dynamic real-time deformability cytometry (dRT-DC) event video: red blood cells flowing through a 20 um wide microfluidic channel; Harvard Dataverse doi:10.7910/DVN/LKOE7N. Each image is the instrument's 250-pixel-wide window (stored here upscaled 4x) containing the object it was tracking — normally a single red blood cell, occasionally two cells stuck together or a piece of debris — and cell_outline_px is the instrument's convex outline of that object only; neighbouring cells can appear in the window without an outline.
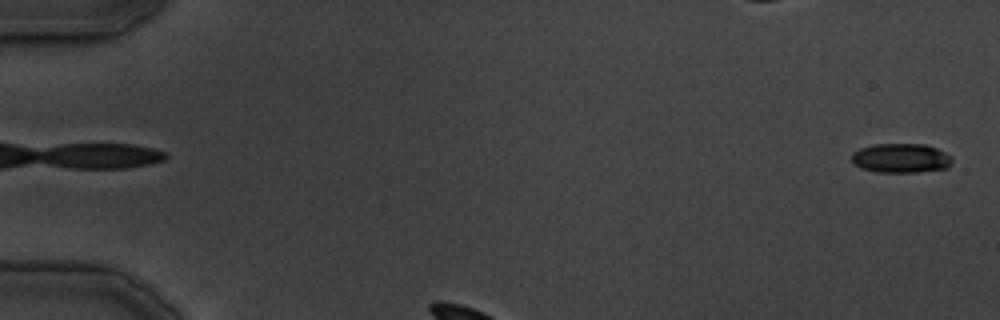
{"species": "common noctule bat (a hibernating species)", "species_latin": "Nyctalus noctula", "temperature_condition": "cold", "stored_images_in_passage": 25, "camera_frame_rate_fps": 3000, "um_per_image_px": 0.085, "animal": {"sex": "male", "body_mass_g": 19.5, "forearm_length_mm": 54.6}, "frame": {"image": 1, "passage_image": 1, "time_ms": 0.0, "image_size_px": [1000, 320], "cell_outline_px": [[952, 160], [948, 168], [916, 172], [876, 172], [860, 168], [852, 160], [852, 152], [860, 148], [872, 144], [924, 144], [936, 148], [952, 156]], "centroid_in_image_um": [76.57, 13.44], "position_along_channel_um": 8.4, "area_um2": 17.22}}
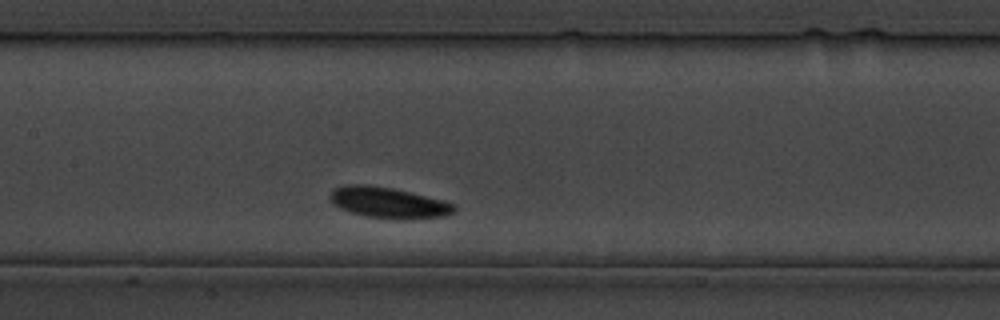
{"frame": {"image": 2, "passage_image": 11, "time_ms": 12.667, "image_size_px": [1000, 320], "cell_outline_px": [[456, 208], [452, 212], [444, 216], [404, 220], [396, 220], [364, 216], [340, 208], [332, 204], [328, 196], [332, 188], [344, 184], [368, 184], [392, 188], [440, 200], [452, 204]], "centroid_in_image_um": [32.91, 17.23], "position_along_channel_um": 174.5, "area_um2": 22.43}}